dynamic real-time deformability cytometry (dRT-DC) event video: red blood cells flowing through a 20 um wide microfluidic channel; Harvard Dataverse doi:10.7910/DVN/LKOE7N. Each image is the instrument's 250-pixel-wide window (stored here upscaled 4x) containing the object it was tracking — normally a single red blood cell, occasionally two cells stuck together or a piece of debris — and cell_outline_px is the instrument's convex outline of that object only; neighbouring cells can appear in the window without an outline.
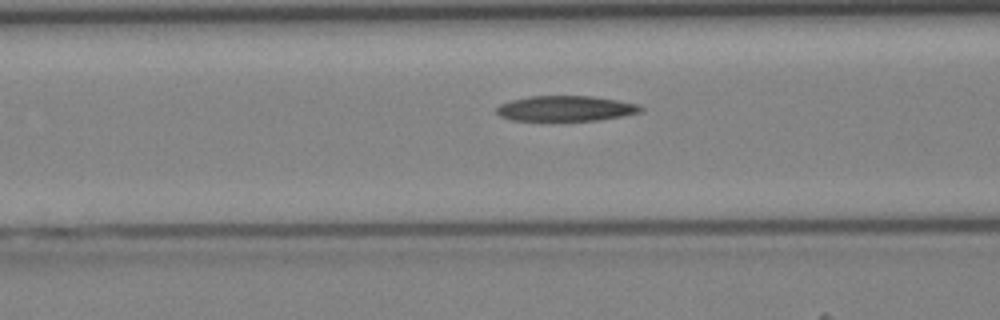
{"species": "Egyptian fruit bat (a non-hibernating species)", "species_latin": "Rousettus aegyptiacus", "temperature_condition": "cold", "stored_images_in_passage": 42, "camera_frame_rate_fps": 3000, "um_per_image_px": 0.085, "animal": {"sex": "female"}, "frame": {"image": 1, "passage_image": 17, "time_ms": 5.333, "image_size_px": [1000, 320], "cell_outline_px": [[644, 108], [640, 112], [600, 120], [508, 120], [500, 116], [496, 112], [496, 108], [500, 104], [512, 100], [528, 96], [592, 96], [616, 100], [636, 104]], "centroid_in_image_um": [48.04, 9.22], "position_along_channel_um": 118.6, "area_um2": 21.1}}
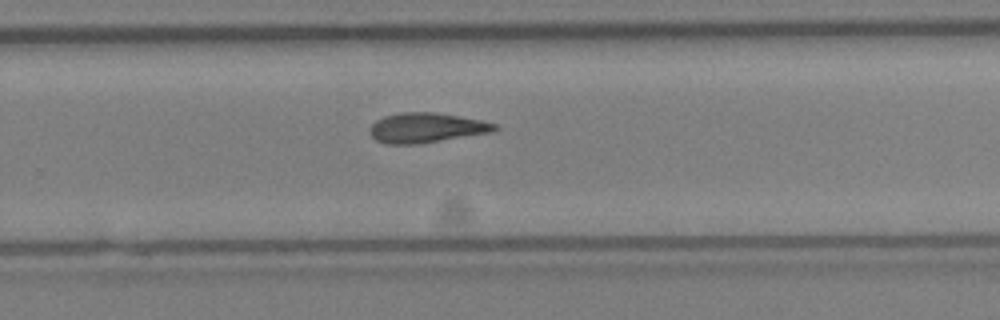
{"frame": {"image": 2, "passage_image": 28, "time_ms": 9.0, "image_size_px": [1000, 320], "cell_outline_px": [[500, 128], [492, 132], [416, 144], [388, 144], [376, 140], [368, 132], [368, 128], [376, 120], [384, 116], [400, 112], [432, 112], [480, 120], [496, 124]], "centroid_in_image_um": [36.19, 10.86], "position_along_channel_um": 293.6, "area_um2": 21.56}}
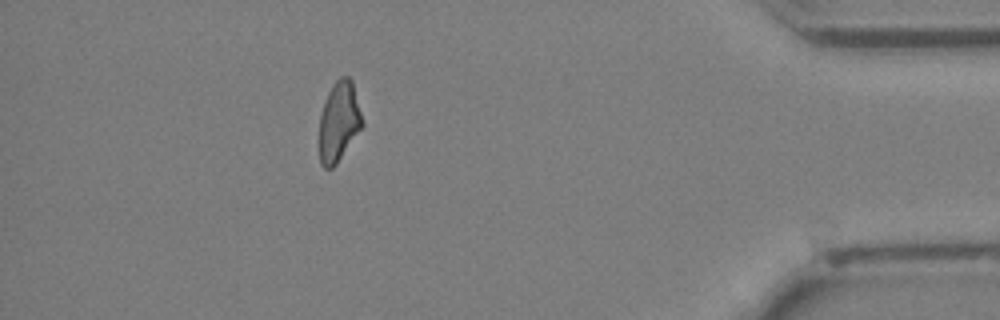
{"frame": {"image": 3, "passage_image": 38, "time_ms": 12.333, "image_size_px": [1000, 320], "cell_outline_px": [[364, 124], [336, 164], [332, 168], [324, 168], [320, 164], [320, 112], [324, 100], [332, 84], [340, 76], [348, 76], [352, 80]], "centroid_in_image_um": [28.8, 10.3], "position_along_channel_um": 406.4, "area_um2": 19.94}}